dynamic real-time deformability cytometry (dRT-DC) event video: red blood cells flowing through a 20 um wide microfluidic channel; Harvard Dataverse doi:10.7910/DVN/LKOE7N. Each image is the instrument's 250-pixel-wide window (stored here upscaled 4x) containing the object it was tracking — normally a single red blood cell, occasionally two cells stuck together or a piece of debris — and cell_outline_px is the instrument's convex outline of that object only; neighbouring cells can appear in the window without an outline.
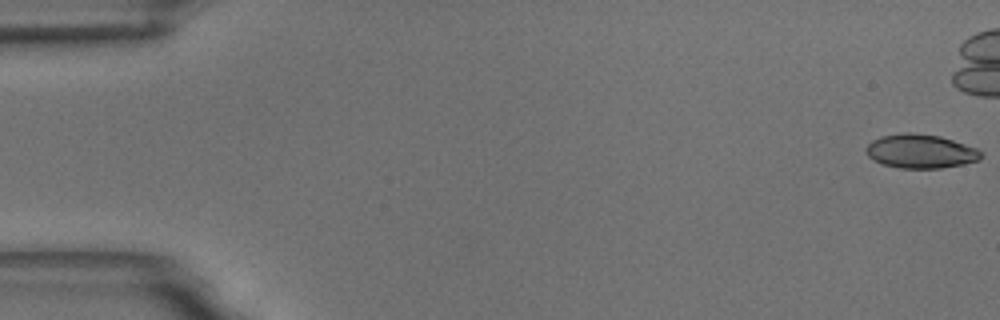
{"species": "common noctule bat (a hibernating species)", "species_latin": "Nyctalus noctula", "temperature_condition": "room temperature", "stored_images_in_passage": 45, "camera_frame_rate_fps": 3000, "um_per_image_px": 0.085, "animal": {"sex": "male", "body_mass_g": 18.8}, "frame": {"image": 1, "passage_image": 1, "time_ms": 0.0, "image_size_px": [1000, 320], "cell_outline_px": [[984, 156], [980, 160], [964, 164], [940, 168], [900, 168], [884, 164], [868, 156], [868, 144], [872, 140], [880, 136], [908, 132], [940, 136], [976, 148], [984, 152]], "centroid_in_image_um": [78.31, 12.86], "position_along_channel_um": 6.7, "area_um2": 22.54}}